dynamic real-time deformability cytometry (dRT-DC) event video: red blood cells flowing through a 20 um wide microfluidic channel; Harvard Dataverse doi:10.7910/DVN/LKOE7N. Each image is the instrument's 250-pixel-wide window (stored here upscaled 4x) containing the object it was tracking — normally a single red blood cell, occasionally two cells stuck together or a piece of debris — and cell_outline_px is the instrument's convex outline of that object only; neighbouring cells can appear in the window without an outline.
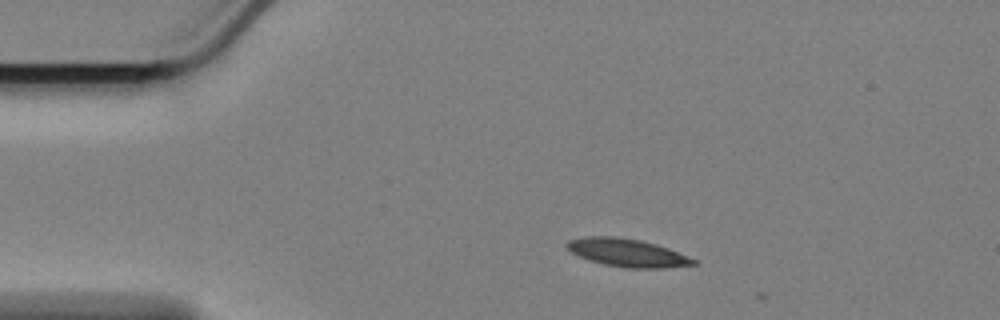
{"species": "Egyptian fruit bat (a non-hibernating species)", "species_latin": "Rousettus aegyptiacus", "temperature_condition": "cold", "stored_images_in_passage": 3, "camera_frame_rate_fps": 3000, "um_per_image_px": 0.085, "animal": {"sex": "female"}, "frame": {"image": 1, "passage_image": 1, "time_ms": 0.0, "image_size_px": [1000, 320], "cell_outline_px": [[696, 264], [668, 268], [628, 268], [604, 264], [588, 260], [572, 252], [564, 244], [568, 240], [584, 236], [616, 236], [640, 240], [656, 244], [668, 248], [688, 256], [696, 260]], "centroid_in_image_um": [53.31, 21.47], "position_along_channel_um": 31.7, "area_um2": 20.63}}